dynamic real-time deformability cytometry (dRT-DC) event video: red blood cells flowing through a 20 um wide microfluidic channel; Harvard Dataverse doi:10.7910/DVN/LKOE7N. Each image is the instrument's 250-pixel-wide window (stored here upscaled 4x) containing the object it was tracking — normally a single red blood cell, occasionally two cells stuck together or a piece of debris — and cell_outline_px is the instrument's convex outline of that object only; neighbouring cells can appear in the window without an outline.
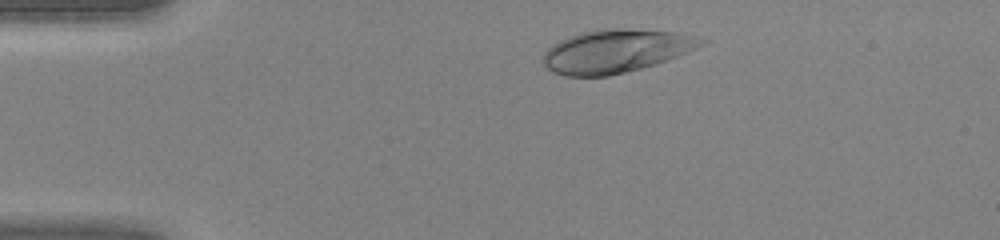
{"species": "human", "species_latin": "Homo sapiens", "temperature_condition": "warm", "stored_images_in_passage": 39, "camera_frame_rate_fps": 3000, "um_per_image_px": 0.085, "donor": {"sex": "female"}, "frame": {"image": 1, "passage_image": 3, "time_ms": 0.667, "image_size_px": [1000, 240], "cell_outline_px": [[708, 40], [704, 44], [688, 52], [668, 60], [656, 64], [608, 76], [564, 76], [552, 72], [544, 64], [544, 52], [552, 44], [560, 40], [580, 32], [596, 28], [624, 28], [684, 32]], "centroid_in_image_um": [52.38, 4.32], "position_along_channel_um": 32.6, "area_um2": 40.23}}
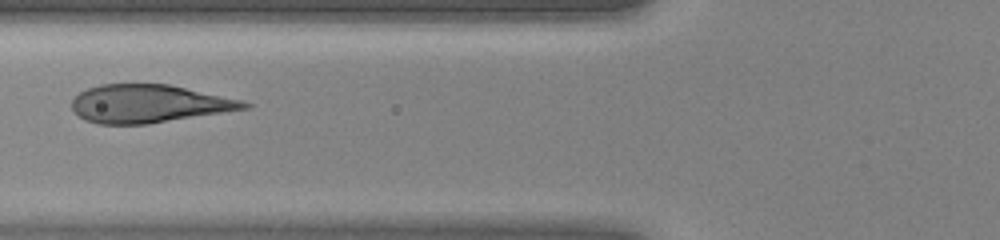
{"frame": {"image": 2, "passage_image": 12, "time_ms": 3.667, "image_size_px": [1000, 240], "cell_outline_px": [[252, 108], [148, 124], [100, 124], [84, 120], [72, 108], [72, 100], [80, 92], [88, 88], [100, 84], [168, 84], [244, 100], [252, 104]], "centroid_in_image_um": [12.7, 8.82], "position_along_channel_um": 113.1, "area_um2": 38.26}}
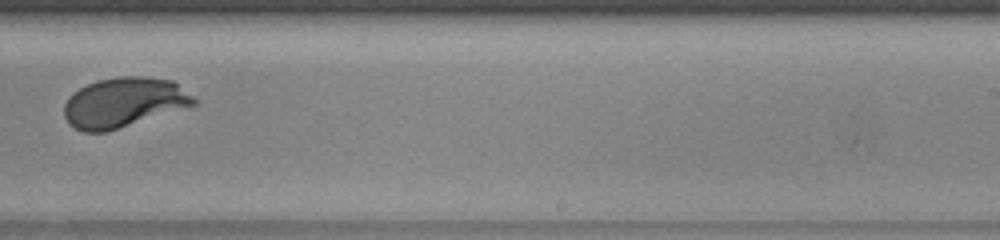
{"frame": {"image": 3, "passage_image": 23, "time_ms": 7.333, "image_size_px": [1000, 240], "cell_outline_px": [[200, 104], [104, 132], [84, 132], [68, 124], [64, 116], [64, 104], [68, 96], [72, 92], [88, 84], [100, 80], [120, 76], [144, 76], [172, 80], [200, 100]], "centroid_in_image_um": [10.56, 8.7], "position_along_channel_um": 278.4, "area_um2": 37.86}}